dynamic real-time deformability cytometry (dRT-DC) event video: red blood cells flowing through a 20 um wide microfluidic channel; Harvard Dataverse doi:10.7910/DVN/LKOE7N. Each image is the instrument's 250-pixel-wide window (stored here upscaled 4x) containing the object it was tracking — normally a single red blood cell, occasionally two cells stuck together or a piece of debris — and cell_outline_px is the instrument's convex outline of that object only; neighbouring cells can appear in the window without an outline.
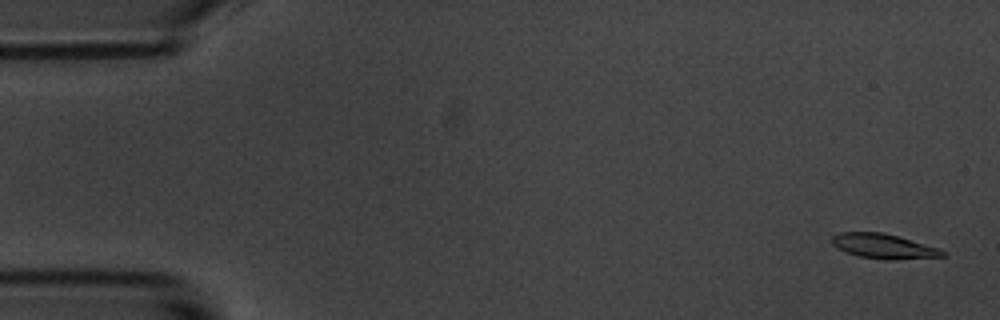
{"species": "common noctule bat (a hibernating species)", "species_latin": "Nyctalus noctula", "temperature_condition": "room temperature", "stored_images_in_passage": 58, "segment_of_instrument_passage": [1, 2], "camera_frame_rate_fps": 3000, "um_per_image_px": 0.085, "animal": {"sex": "male", "body_mass_g": 20.1, "forearm_length_mm": 53.5}, "frame": {"image": 1, "passage_image": 2, "time_ms": 0.333, "image_size_px": [1000, 320], "cell_outline_px": [[948, 256], [892, 260], [884, 260], [860, 256], [844, 252], [832, 244], [832, 236], [840, 232], [884, 232], [940, 248], [948, 252]], "centroid_in_image_um": [75.16, 20.93], "position_along_channel_um": 9.8, "area_um2": 16.18}}
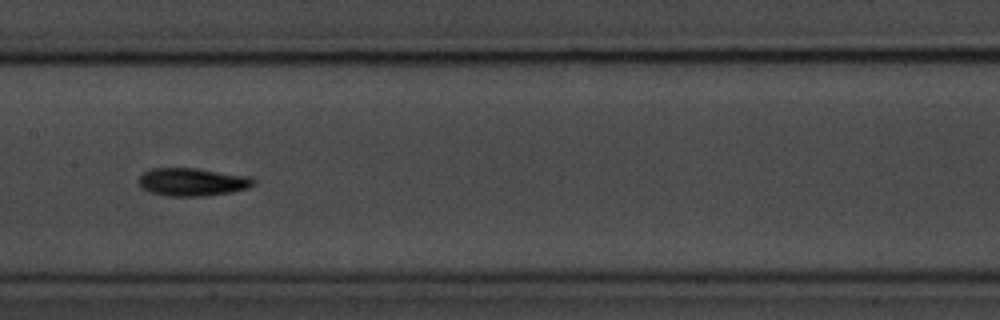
{"frame": {"image": 2, "passage_image": 28, "time_ms": 9.0, "image_size_px": [1000, 320], "cell_outline_px": [[256, 184], [248, 188], [232, 192], [204, 196], [168, 196], [148, 192], [140, 188], [136, 180], [144, 172], [152, 168], [196, 168], [248, 176], [256, 180]], "centroid_in_image_um": [16.32, 15.47], "position_along_channel_um": 191.1, "area_um2": 18.96}}
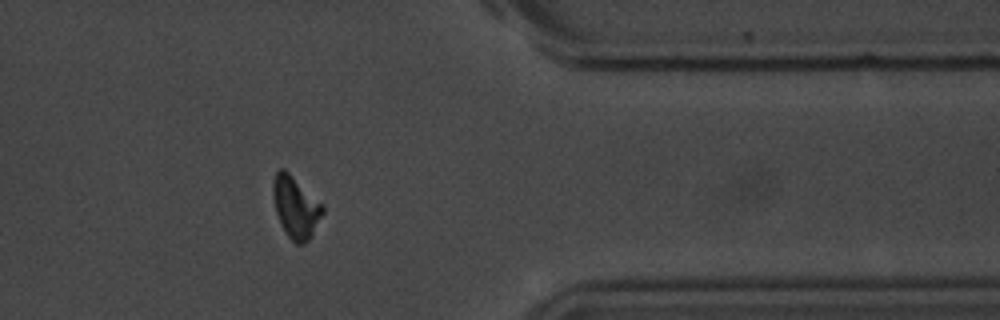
{"frame": {"image": 3, "passage_image": 46, "time_ms": 15.0, "image_size_px": [1000, 320], "cell_outline_px": [[324, 212], [312, 236], [304, 244], [296, 244], [288, 236], [276, 212], [272, 196], [272, 184], [276, 172], [280, 168], [284, 168], [324, 204]], "centroid_in_image_um": [25.15, 17.59], "position_along_channel_um": 386.2, "area_um2": 17.92}}